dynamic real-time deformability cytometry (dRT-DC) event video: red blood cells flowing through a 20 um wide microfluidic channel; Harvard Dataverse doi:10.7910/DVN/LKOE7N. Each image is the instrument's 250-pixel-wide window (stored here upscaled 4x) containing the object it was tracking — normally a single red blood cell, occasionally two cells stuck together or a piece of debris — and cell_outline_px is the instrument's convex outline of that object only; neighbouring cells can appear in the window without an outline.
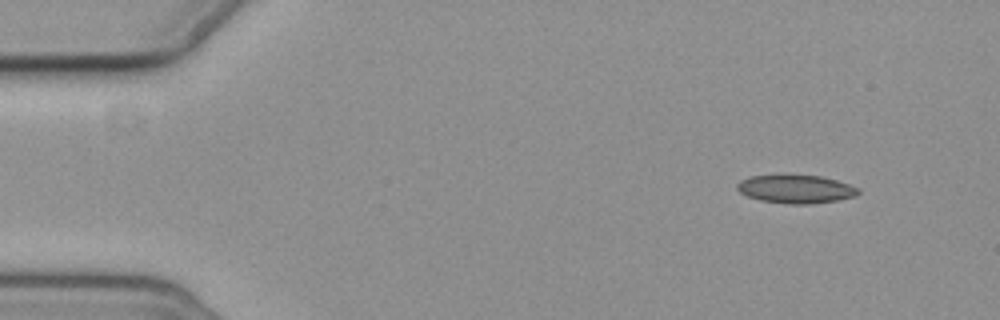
{"species": "common noctule bat (a hibernating species)", "species_latin": "Nyctalus noctula", "temperature_condition": "cold", "stored_images_in_passage": 5, "camera_frame_rate_fps": 3000, "um_per_image_px": 0.085, "animal": {"sex": "female", "body_mass_g": 19.3, "forearm_length_mm": 54.1}, "frame": {"image": 1, "passage_image": 1, "time_ms": 0.0, "image_size_px": [1000, 320], "cell_outline_px": [[860, 192], [856, 196], [836, 200], [808, 204], [792, 204], [760, 200], [748, 196], [740, 192], [736, 188], [736, 184], [740, 180], [752, 176], [780, 172], [784, 172], [820, 176], [836, 180], [860, 188]], "centroid_in_image_um": [67.61, 16.02], "position_along_channel_um": 17.4, "area_um2": 20.63}}
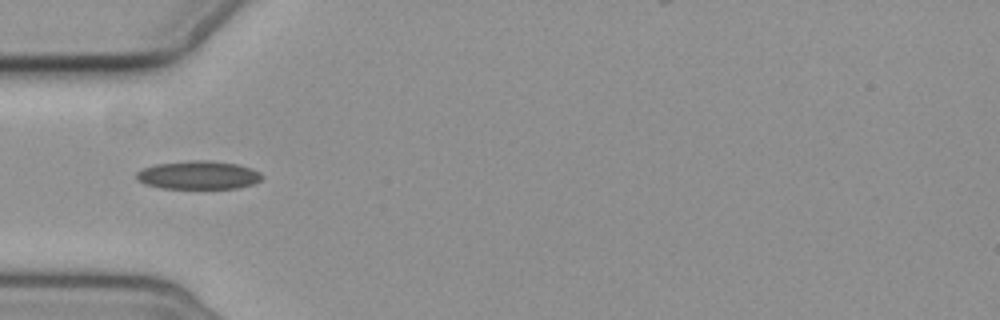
{"frame": {"image": 2, "passage_image": 4, "time_ms": 4.333, "image_size_px": [1000, 320], "cell_outline_px": [[264, 176], [260, 180], [252, 184], [236, 188], [160, 188], [144, 184], [136, 180], [136, 172], [144, 168], [156, 164], [188, 160], [208, 160], [236, 164], [252, 168], [260, 172]], "centroid_in_image_um": [16.84, 14.88], "position_along_channel_um": 68.2, "area_um2": 20.81}}
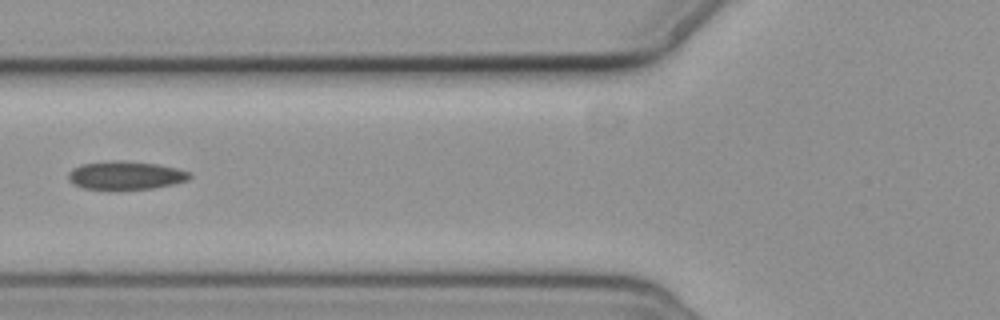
{"frame": {"image": 3, "passage_image": 5, "time_ms": 5.667, "image_size_px": [1000, 320], "cell_outline_px": [[192, 176], [188, 180], [172, 184], [152, 188], [84, 188], [72, 184], [68, 180], [68, 172], [72, 168], [80, 164], [112, 160], [124, 160], [156, 164], [176, 168], [188, 172]], "centroid_in_image_um": [10.63, 14.88], "position_along_channel_um": 115.2, "area_um2": 19.77}}